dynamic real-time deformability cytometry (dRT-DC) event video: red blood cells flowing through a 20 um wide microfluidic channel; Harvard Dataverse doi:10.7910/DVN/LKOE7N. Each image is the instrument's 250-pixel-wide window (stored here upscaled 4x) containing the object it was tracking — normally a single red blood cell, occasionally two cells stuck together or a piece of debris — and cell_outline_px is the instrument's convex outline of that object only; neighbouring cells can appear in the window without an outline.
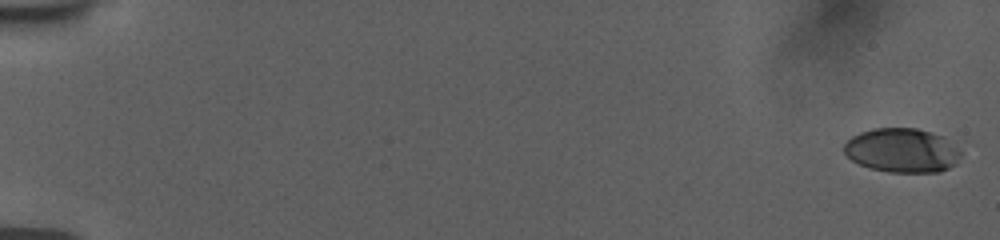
{"species": "human", "species_latin": "Homo sapiens", "temperature_condition": "room temperature", "stored_images_in_passage": 37, "camera_frame_rate_fps": 3000, "um_per_image_px": 0.085, "donor": {"sex": "female"}, "frame": {"image": 1, "passage_image": 1, "time_ms": 0.0, "image_size_px": [1000, 240], "cell_outline_px": [[960, 156], [956, 164], [940, 172], [888, 172], [868, 168], [852, 160], [844, 152], [844, 144], [852, 136], [860, 132], [872, 128], [916, 128], [932, 132], [944, 136], [960, 152]], "centroid_in_image_um": [76.66, 12.78], "position_along_channel_um": 8.3, "area_um2": 30.11}}
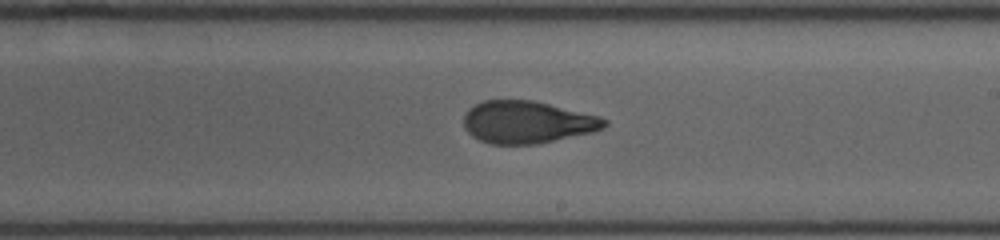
{"frame": {"image": 2, "passage_image": 20, "time_ms": 6.333, "image_size_px": [1000, 240], "cell_outline_px": [[608, 124], [604, 128], [592, 132], [536, 144], [492, 144], [480, 140], [472, 136], [464, 128], [464, 116], [468, 108], [484, 100], [532, 100], [600, 116], [608, 120]], "centroid_in_image_um": [44.81, 10.38], "position_along_channel_um": 244.2, "area_um2": 34.62}}
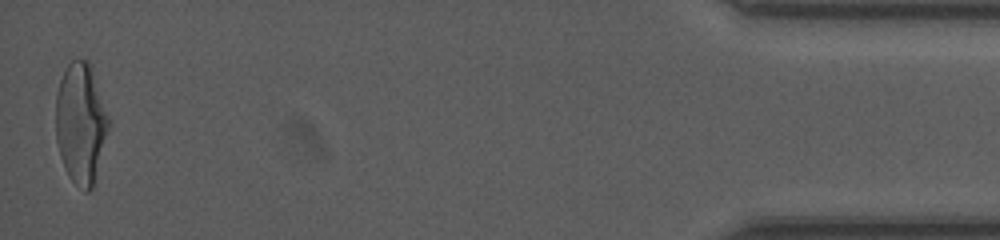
{"frame": {"image": 3, "passage_image": 37, "time_ms": 12.0, "image_size_px": [1000, 240], "cell_outline_px": [[112, 124], [92, 188], [88, 192], [84, 192], [68, 176], [60, 156], [56, 140], [56, 92], [60, 80], [68, 64], [72, 60], [88, 60], [112, 120]], "centroid_in_image_um": [6.9, 10.49], "position_along_channel_um": 428.3, "area_um2": 37.74}}